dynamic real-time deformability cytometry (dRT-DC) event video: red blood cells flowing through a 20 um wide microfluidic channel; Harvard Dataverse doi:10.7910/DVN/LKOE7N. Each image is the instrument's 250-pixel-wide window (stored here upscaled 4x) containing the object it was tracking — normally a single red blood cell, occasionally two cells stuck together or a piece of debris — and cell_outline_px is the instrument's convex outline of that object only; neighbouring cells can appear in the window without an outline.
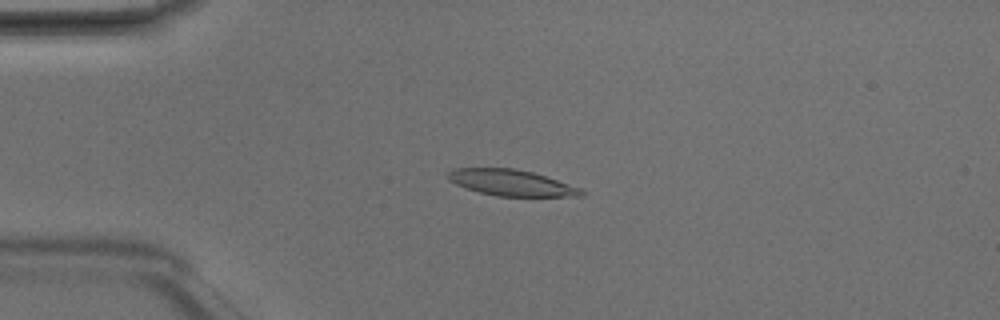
{"species": "Egyptian fruit bat (a non-hibernating species)", "species_latin": "Rousettus aegyptiacus", "temperature_condition": "room temperature", "stored_images_in_passage": 3, "camera_frame_rate_fps": 3000, "um_per_image_px": 0.085, "animal": {"sex": "male"}, "frame": {"image": 1, "passage_image": 2, "time_ms": 0.333, "image_size_px": [1000, 320], "cell_outline_px": [[588, 192], [584, 196], [496, 196], [480, 192], [456, 184], [448, 180], [448, 172], [452, 168], [512, 168], [532, 172], [580, 188]], "centroid_in_image_um": [43.47, 15.53], "position_along_channel_um": 41.5, "area_um2": 20.06}}